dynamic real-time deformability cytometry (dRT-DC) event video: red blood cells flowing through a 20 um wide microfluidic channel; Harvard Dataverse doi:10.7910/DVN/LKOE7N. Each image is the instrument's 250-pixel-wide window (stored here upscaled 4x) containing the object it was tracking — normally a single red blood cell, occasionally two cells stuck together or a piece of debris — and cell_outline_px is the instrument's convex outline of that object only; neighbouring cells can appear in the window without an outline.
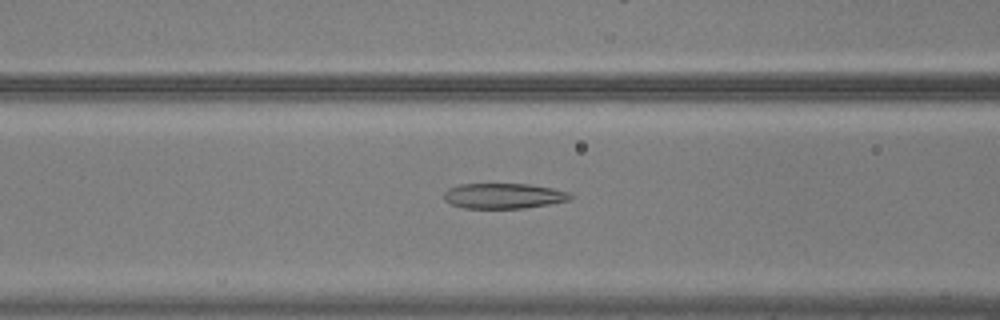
{"species": "common noctule bat (a hibernating species)", "species_latin": "Nyctalus noctula", "temperature_condition": "warm", "stored_images_in_passage": 55, "camera_frame_rate_fps": 3000, "um_per_image_px": 0.085, "animal": {"sex": "male", "body_mass_g": 20.5, "forearm_length_mm": 52.5}, "frame": {"image": 1, "passage_image": 23, "time_ms": 7.333, "image_size_px": [1000, 320], "cell_outline_px": [[572, 196], [568, 200], [548, 204], [524, 208], [464, 208], [452, 204], [444, 200], [444, 192], [448, 188], [460, 184], [528, 184], [552, 188], [568, 192]], "centroid_in_image_um": [42.77, 16.65], "position_along_channel_um": 123.8, "area_um2": 18.5}}
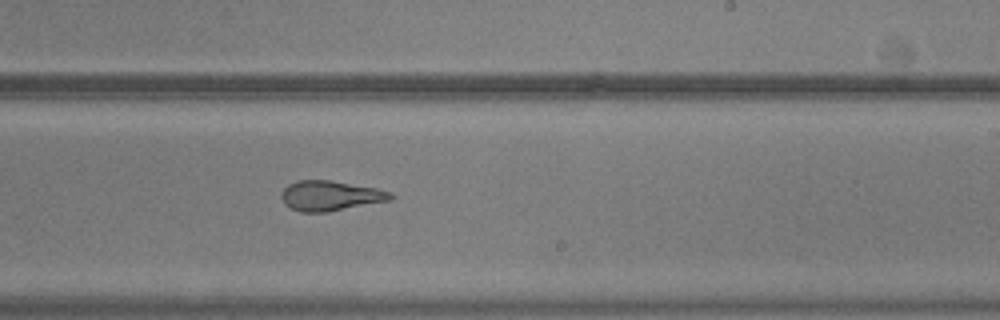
{"frame": {"image": 2, "passage_image": 34, "time_ms": 11.0, "image_size_px": [1000, 320], "cell_outline_px": [[396, 196], [392, 200], [328, 212], [300, 212], [284, 204], [280, 196], [284, 188], [288, 184], [296, 180], [328, 180], [376, 188], [392, 192]], "centroid_in_image_um": [28.09, 16.64], "position_along_channel_um": 260.9, "area_um2": 19.25}}
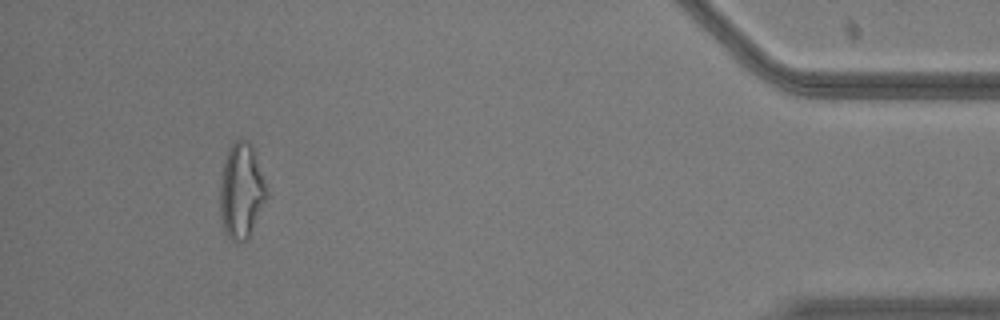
{"frame": {"image": 3, "passage_image": 51, "time_ms": 16.667, "image_size_px": [1000, 320], "cell_outline_px": [[268, 196], [248, 240], [236, 244], [224, 232], [220, 216], [220, 180], [224, 160], [228, 148], [236, 140], [248, 140], [252, 144], [268, 192]], "centroid_in_image_um": [20.51, 16.27], "position_along_channel_um": 414.7, "area_um2": 26.24}, "authors_computed_cell_mechanics": {"area_um2": 22.1374, "velocity_mm_per_s": 3.7473, "shape_relaxation_time_tau1_ms": 4.4449, "shape_relaxation_time_tau2_ms": 2.107, "deformation_change_tau1": 0.1746, "deformation_change_tau2": 0.1179}}